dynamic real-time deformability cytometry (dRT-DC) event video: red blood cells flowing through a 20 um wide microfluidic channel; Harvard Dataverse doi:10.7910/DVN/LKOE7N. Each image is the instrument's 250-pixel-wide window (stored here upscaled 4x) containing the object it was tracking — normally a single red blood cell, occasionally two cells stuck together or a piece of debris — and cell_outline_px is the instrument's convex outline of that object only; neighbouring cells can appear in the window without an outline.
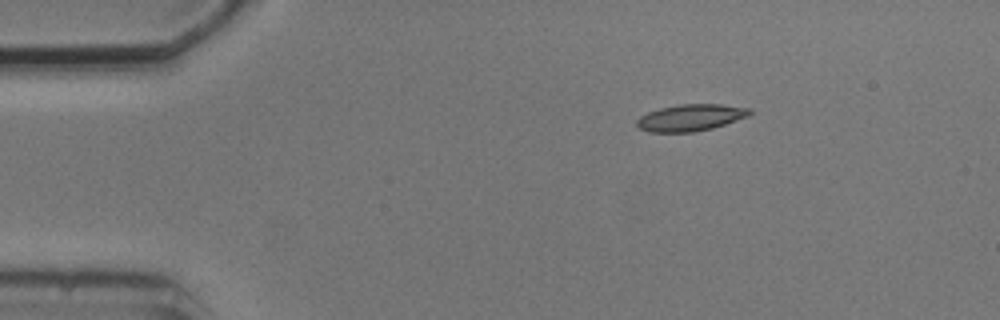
{"species": "common noctule bat (a hibernating species)", "species_latin": "Nyctalus noctula", "temperature_condition": "cold", "stored_images_in_passage": 3, "camera_frame_rate_fps": 3000, "um_per_image_px": 0.085, "animal": {"sex": "male", "body_mass_g": 20.5, "forearm_length_mm": 52.5}, "frame": {"image": 1, "passage_image": 1, "time_ms": 0.0, "image_size_px": [1000, 320], "cell_outline_px": [[752, 112], [748, 116], [712, 128], [692, 132], [648, 132], [640, 128], [636, 124], [636, 120], [640, 116], [648, 112], [660, 108], [680, 104], [720, 104], [752, 108]], "centroid_in_image_um": [58.69, 9.99], "position_along_channel_um": 26.3, "area_um2": 17.51}}